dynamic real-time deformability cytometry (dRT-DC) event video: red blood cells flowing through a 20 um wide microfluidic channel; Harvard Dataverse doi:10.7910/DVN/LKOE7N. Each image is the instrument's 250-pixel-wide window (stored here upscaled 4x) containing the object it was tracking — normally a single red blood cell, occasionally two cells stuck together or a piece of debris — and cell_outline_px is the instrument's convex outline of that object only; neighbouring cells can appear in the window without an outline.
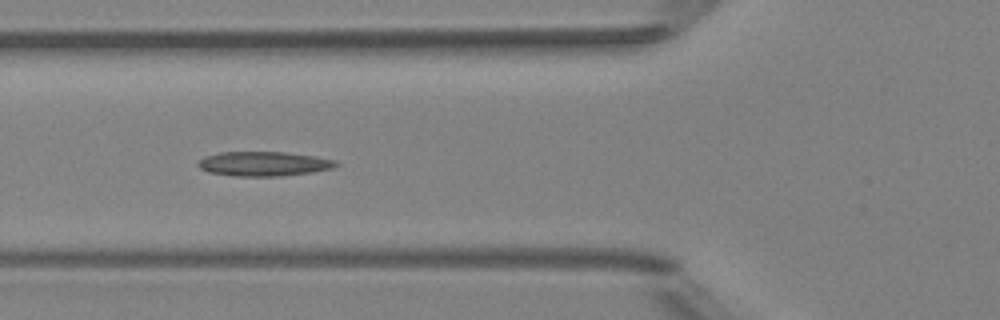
{"species": "Egyptian fruit bat (a non-hibernating species)", "species_latin": "Rousettus aegyptiacus", "temperature_condition": "room temperature", "stored_images_in_passage": 8, "camera_frame_rate_fps": 3000, "um_per_image_px": 0.085, "animal": {"sex": "female"}, "frame": {"image": 1, "passage_image": 5, "time_ms": 1.333, "image_size_px": [1000, 320], "cell_outline_px": [[340, 164], [332, 168], [312, 172], [280, 176], [236, 176], [208, 172], [200, 168], [196, 164], [204, 156], [220, 152], [284, 152], [312, 156], [336, 160]], "centroid_in_image_um": [22.4, 13.92], "position_along_channel_um": 103.4, "area_um2": 19.59}}
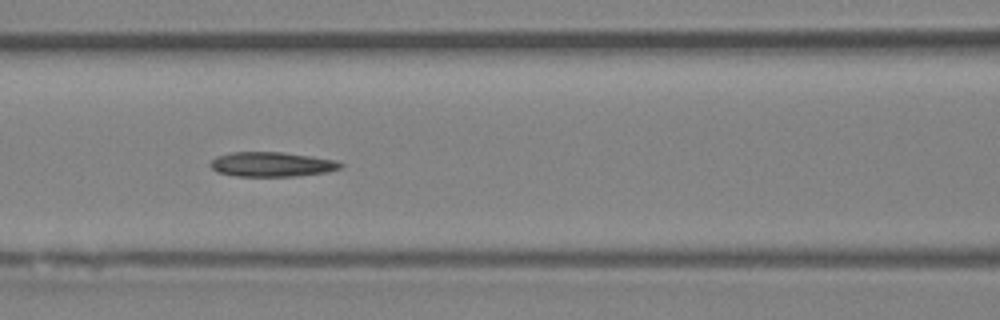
{"frame": {"image": 2, "passage_image": 6, "time_ms": 1.667, "image_size_px": [1000, 320], "cell_outline_px": [[344, 164], [340, 168], [328, 172], [296, 176], [236, 176], [216, 172], [208, 164], [216, 156], [232, 152], [284, 152], [336, 160]], "centroid_in_image_um": [23.09, 13.97], "position_along_channel_um": 143.5, "area_um2": 18.79}}
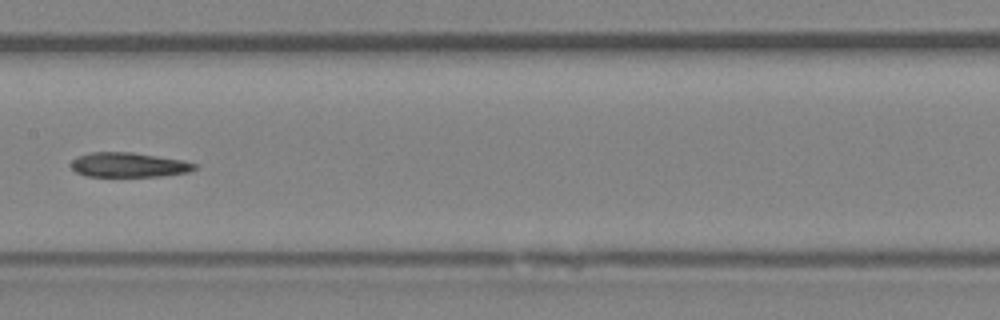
{"frame": {"image": 3, "passage_image": 7, "time_ms": 2.0, "image_size_px": [1000, 320], "cell_outline_px": [[196, 168], [188, 172], [160, 176], [84, 176], [76, 172], [72, 168], [72, 160], [76, 156], [88, 152], [132, 152], [180, 160], [196, 164]], "centroid_in_image_um": [10.88, 14.01], "position_along_channel_um": 196.5, "area_um2": 17.57}}